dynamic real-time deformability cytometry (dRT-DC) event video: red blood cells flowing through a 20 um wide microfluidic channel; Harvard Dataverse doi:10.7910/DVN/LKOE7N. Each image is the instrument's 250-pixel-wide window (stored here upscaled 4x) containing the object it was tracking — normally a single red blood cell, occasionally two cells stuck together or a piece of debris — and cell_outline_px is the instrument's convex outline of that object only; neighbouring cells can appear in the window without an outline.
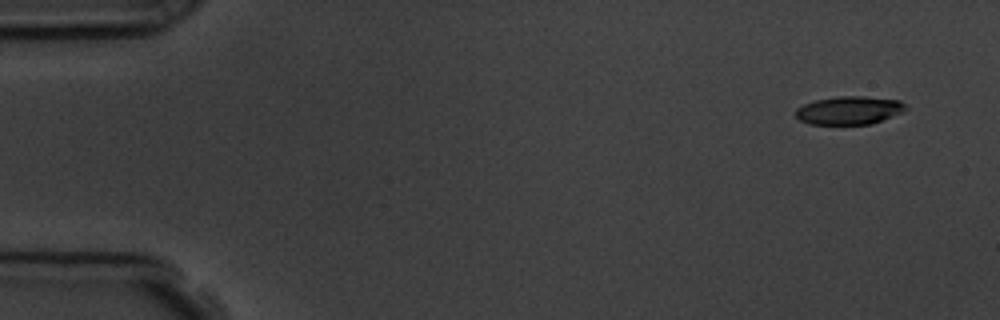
{"species": "common noctule bat (a hibernating species)", "species_latin": "Nyctalus noctula", "temperature_condition": "room temperature", "stored_images_in_passage": 4, "camera_frame_rate_fps": 3000, "um_per_image_px": 0.085, "animal": {"sex": "male", "body_mass_g": 19.5, "forearm_length_mm": 54.6}, "frame": {"image": 1, "passage_image": 1, "time_ms": 0.0, "image_size_px": [1000, 320], "cell_outline_px": [[908, 108], [892, 116], [872, 124], [808, 124], [800, 120], [796, 116], [796, 108], [804, 104], [816, 100], [840, 96], [864, 96], [900, 100]], "centroid_in_image_um": [72.17, 9.38], "position_along_channel_um": 12.8, "area_um2": 17.98}}
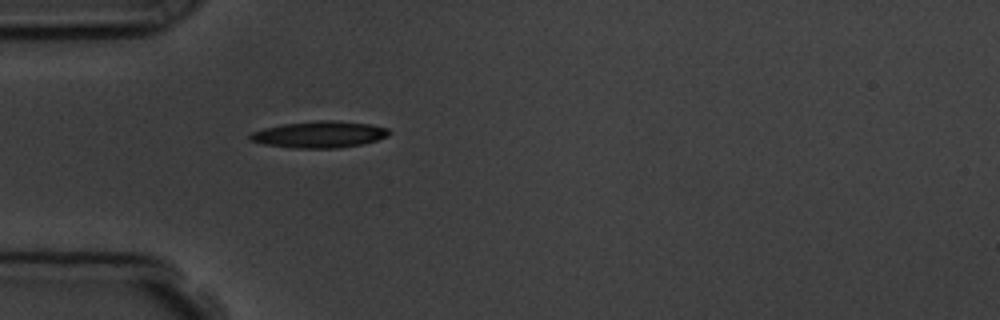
{"frame": {"image": 2, "passage_image": 4, "time_ms": 4.333, "image_size_px": [1000, 320], "cell_outline_px": [[392, 132], [388, 136], [376, 140], [360, 144], [340, 148], [296, 148], [264, 144], [248, 140], [248, 136], [252, 132], [264, 128], [284, 124], [316, 120], [332, 120], [368, 124], [388, 128]], "centroid_in_image_um": [27.14, 11.43], "position_along_channel_um": 57.9, "area_um2": 21.44}}